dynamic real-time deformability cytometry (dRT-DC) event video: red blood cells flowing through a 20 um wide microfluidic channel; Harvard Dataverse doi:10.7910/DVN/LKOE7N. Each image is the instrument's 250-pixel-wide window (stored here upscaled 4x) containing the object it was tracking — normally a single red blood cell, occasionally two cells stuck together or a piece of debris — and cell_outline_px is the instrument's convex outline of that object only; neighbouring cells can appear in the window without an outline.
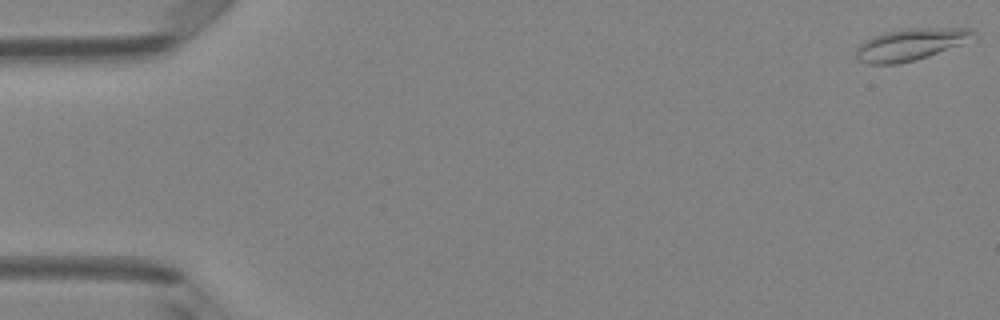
{"species": "Egyptian fruit bat (a non-hibernating species)", "species_latin": "Rousettus aegyptiacus", "temperature_condition": "room temperature", "stored_images_in_passage": 5, "camera_frame_rate_fps": 3000, "um_per_image_px": 0.085, "animal": {"sex": "female"}, "frame": {"image": 1, "passage_image": 1, "time_ms": 0.0, "image_size_px": [1000, 320], "cell_outline_px": [[980, 36], [960, 44], [928, 56], [916, 60], [900, 64], [868, 64], [856, 60], [856, 52], [860, 44], [864, 40], [872, 36], [884, 32], [908, 28], [972, 28]], "centroid_in_image_um": [77.4, 3.77], "position_along_channel_um": 7.6, "area_um2": 21.96}}